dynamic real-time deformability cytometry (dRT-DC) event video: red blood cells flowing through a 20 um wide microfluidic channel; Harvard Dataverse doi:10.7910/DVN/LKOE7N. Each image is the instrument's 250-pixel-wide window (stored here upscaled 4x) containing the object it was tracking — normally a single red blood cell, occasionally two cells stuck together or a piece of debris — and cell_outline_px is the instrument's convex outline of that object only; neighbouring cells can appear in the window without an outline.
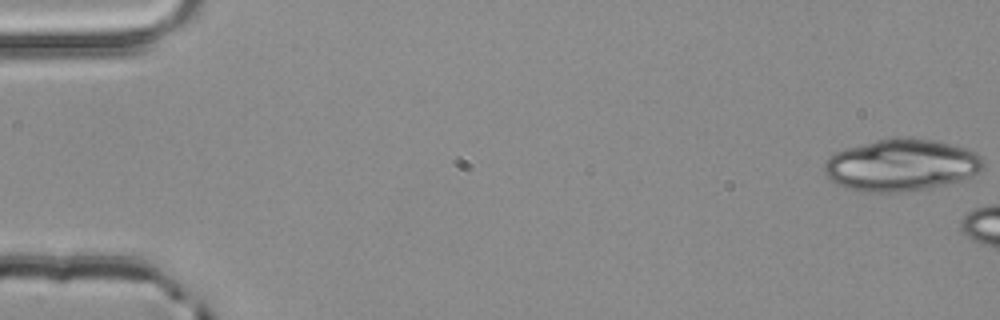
{"species": "common noctule bat (a hibernating species)", "species_latin": "Nyctalus noctula", "temperature_condition": "room temperature", "stored_images_in_passage": 3, "camera_frame_rate_fps": 3000, "um_per_image_px": 0.085, "animal": {"sex": "male", "body_mass_g": 20.4}, "frame": {"image": 1, "passage_image": 1, "time_ms": 0.0, "image_size_px": [1000, 320], "cell_outline_px": [[984, 168], [980, 172], [964, 180], [924, 188], [896, 192], [868, 192], [848, 188], [836, 184], [824, 172], [824, 164], [828, 156], [844, 148], [876, 140], [908, 136], [936, 140], [964, 148], [976, 152], [980, 156], [984, 164]], "centroid_in_image_um": [76.61, 14.01], "position_along_channel_um": 8.4, "area_um2": 48.21}}